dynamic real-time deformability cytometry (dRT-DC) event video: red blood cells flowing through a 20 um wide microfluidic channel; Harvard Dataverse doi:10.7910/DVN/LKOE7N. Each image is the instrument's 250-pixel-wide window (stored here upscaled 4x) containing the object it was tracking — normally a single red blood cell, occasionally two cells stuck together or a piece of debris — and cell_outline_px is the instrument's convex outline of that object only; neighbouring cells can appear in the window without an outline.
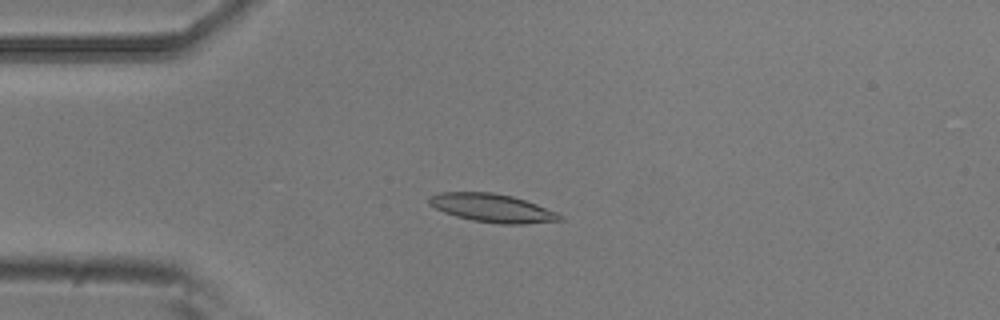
{"species": "common noctule bat (a hibernating species)", "species_latin": "Nyctalus noctula", "temperature_condition": "room temperature", "stored_images_in_passage": 5, "camera_frame_rate_fps": 3000, "um_per_image_px": 0.085, "animal": {"sex": "male", "body_mass_g": 20.5, "forearm_length_mm": 52.5}, "frame": {"image": 1, "passage_image": 3, "time_ms": 0.667, "image_size_px": [1000, 320], "cell_outline_px": [[564, 220], [524, 224], [500, 224], [472, 220], [456, 216], [444, 212], [428, 204], [428, 196], [440, 192], [492, 192], [512, 196], [536, 204], [556, 212], [564, 216]], "centroid_in_image_um": [41.83, 17.68], "position_along_channel_um": 43.2, "area_um2": 21.62}}
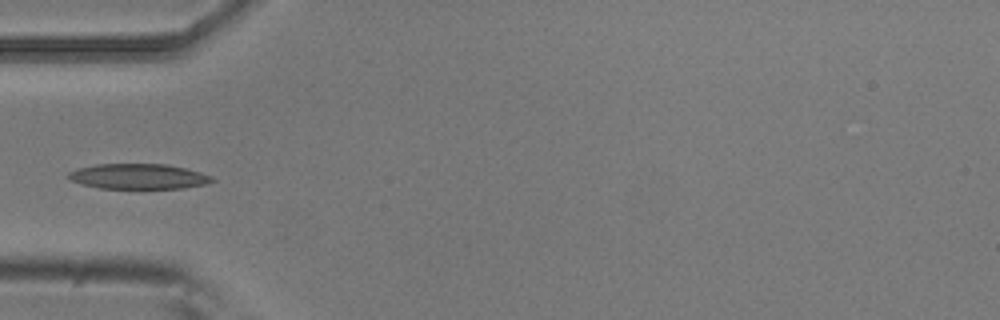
{"frame": {"image": 2, "passage_image": 4, "time_ms": 1.0, "image_size_px": [1000, 320], "cell_outline_px": [[216, 180], [204, 184], [184, 188], [100, 188], [84, 184], [72, 180], [68, 176], [68, 172], [76, 168], [96, 164], [168, 164], [200, 172], [212, 176]], "centroid_in_image_um": [11.78, 14.98], "position_along_channel_um": 73.2, "area_um2": 20.98}}
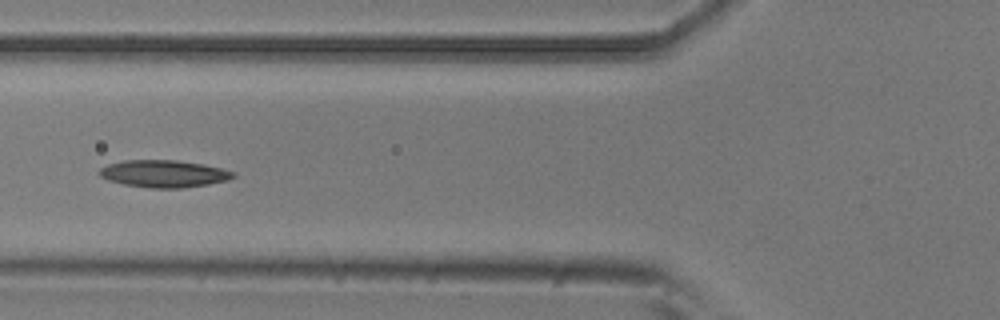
{"frame": {"image": 3, "passage_image": 5, "time_ms": 1.333, "image_size_px": [1000, 320], "cell_outline_px": [[236, 176], [228, 180], [208, 184], [184, 188], [152, 188], [124, 184], [108, 180], [100, 176], [96, 172], [100, 168], [108, 164], [124, 160], [176, 160], [204, 164], [236, 172]], "centroid_in_image_um": [13.92, 14.76], "position_along_channel_um": 111.9, "area_um2": 21.33}}